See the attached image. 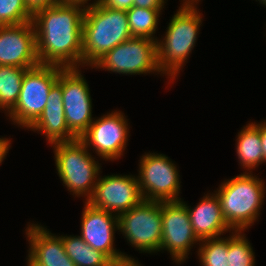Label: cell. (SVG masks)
Segmentation results:
<instances>
[{
  "instance_id": "1",
  "label": "cell",
  "mask_w": 266,
  "mask_h": 266,
  "mask_svg": "<svg viewBox=\"0 0 266 266\" xmlns=\"http://www.w3.org/2000/svg\"><path fill=\"white\" fill-rule=\"evenodd\" d=\"M85 7L80 3L61 2L33 13L40 64L82 67Z\"/></svg>"
},
{
  "instance_id": "2",
  "label": "cell",
  "mask_w": 266,
  "mask_h": 266,
  "mask_svg": "<svg viewBox=\"0 0 266 266\" xmlns=\"http://www.w3.org/2000/svg\"><path fill=\"white\" fill-rule=\"evenodd\" d=\"M132 38L127 12L101 6L85 7L83 18L82 66L90 68L107 52Z\"/></svg>"
},
{
  "instance_id": "3",
  "label": "cell",
  "mask_w": 266,
  "mask_h": 266,
  "mask_svg": "<svg viewBox=\"0 0 266 266\" xmlns=\"http://www.w3.org/2000/svg\"><path fill=\"white\" fill-rule=\"evenodd\" d=\"M197 7L180 6L172 16L165 35L157 39V63L169 83L176 79L196 45L202 13ZM163 38V39H162Z\"/></svg>"
},
{
  "instance_id": "4",
  "label": "cell",
  "mask_w": 266,
  "mask_h": 266,
  "mask_svg": "<svg viewBox=\"0 0 266 266\" xmlns=\"http://www.w3.org/2000/svg\"><path fill=\"white\" fill-rule=\"evenodd\" d=\"M215 193L228 226L246 231L259 219L266 187L263 179L244 172L222 182Z\"/></svg>"
},
{
  "instance_id": "5",
  "label": "cell",
  "mask_w": 266,
  "mask_h": 266,
  "mask_svg": "<svg viewBox=\"0 0 266 266\" xmlns=\"http://www.w3.org/2000/svg\"><path fill=\"white\" fill-rule=\"evenodd\" d=\"M54 151L57 174L70 194L85 197L93 194L101 173L100 163L79 140L51 144ZM97 160V161H95Z\"/></svg>"
},
{
  "instance_id": "6",
  "label": "cell",
  "mask_w": 266,
  "mask_h": 266,
  "mask_svg": "<svg viewBox=\"0 0 266 266\" xmlns=\"http://www.w3.org/2000/svg\"><path fill=\"white\" fill-rule=\"evenodd\" d=\"M63 68L40 64L25 72L18 101L7 114L14 122L12 124L27 129L39 118L45 108L49 91Z\"/></svg>"
},
{
  "instance_id": "7",
  "label": "cell",
  "mask_w": 266,
  "mask_h": 266,
  "mask_svg": "<svg viewBox=\"0 0 266 266\" xmlns=\"http://www.w3.org/2000/svg\"><path fill=\"white\" fill-rule=\"evenodd\" d=\"M118 226V232L139 252H159L162 241L161 202L143 200L118 216Z\"/></svg>"
},
{
  "instance_id": "8",
  "label": "cell",
  "mask_w": 266,
  "mask_h": 266,
  "mask_svg": "<svg viewBox=\"0 0 266 266\" xmlns=\"http://www.w3.org/2000/svg\"><path fill=\"white\" fill-rule=\"evenodd\" d=\"M93 68L124 75H163L157 63V41L149 38L132 37L123 41L100 58Z\"/></svg>"
},
{
  "instance_id": "9",
  "label": "cell",
  "mask_w": 266,
  "mask_h": 266,
  "mask_svg": "<svg viewBox=\"0 0 266 266\" xmlns=\"http://www.w3.org/2000/svg\"><path fill=\"white\" fill-rule=\"evenodd\" d=\"M138 183L144 200H181V181L175 163L165 154L145 153L139 160ZM179 196V197H178Z\"/></svg>"
},
{
  "instance_id": "10",
  "label": "cell",
  "mask_w": 266,
  "mask_h": 266,
  "mask_svg": "<svg viewBox=\"0 0 266 266\" xmlns=\"http://www.w3.org/2000/svg\"><path fill=\"white\" fill-rule=\"evenodd\" d=\"M121 111H112L94 118L79 140L105 161L119 160L128 144L129 123ZM91 148V149H90Z\"/></svg>"
},
{
  "instance_id": "11",
  "label": "cell",
  "mask_w": 266,
  "mask_h": 266,
  "mask_svg": "<svg viewBox=\"0 0 266 266\" xmlns=\"http://www.w3.org/2000/svg\"><path fill=\"white\" fill-rule=\"evenodd\" d=\"M162 241L160 251L170 253L175 263L181 264L189 258L193 244L200 240L194 233L185 201H162Z\"/></svg>"
},
{
  "instance_id": "12",
  "label": "cell",
  "mask_w": 266,
  "mask_h": 266,
  "mask_svg": "<svg viewBox=\"0 0 266 266\" xmlns=\"http://www.w3.org/2000/svg\"><path fill=\"white\" fill-rule=\"evenodd\" d=\"M80 69L63 68L58 77L62 85L66 124L78 139L94 120L90 88Z\"/></svg>"
},
{
  "instance_id": "13",
  "label": "cell",
  "mask_w": 266,
  "mask_h": 266,
  "mask_svg": "<svg viewBox=\"0 0 266 266\" xmlns=\"http://www.w3.org/2000/svg\"><path fill=\"white\" fill-rule=\"evenodd\" d=\"M81 218V238L95 250L105 253L117 266L138 263L114 246L115 231L119 230L118 216L84 202Z\"/></svg>"
},
{
  "instance_id": "14",
  "label": "cell",
  "mask_w": 266,
  "mask_h": 266,
  "mask_svg": "<svg viewBox=\"0 0 266 266\" xmlns=\"http://www.w3.org/2000/svg\"><path fill=\"white\" fill-rule=\"evenodd\" d=\"M143 200L137 176L112 174L103 177L99 175L94 192L87 202L119 216Z\"/></svg>"
},
{
  "instance_id": "15",
  "label": "cell",
  "mask_w": 266,
  "mask_h": 266,
  "mask_svg": "<svg viewBox=\"0 0 266 266\" xmlns=\"http://www.w3.org/2000/svg\"><path fill=\"white\" fill-rule=\"evenodd\" d=\"M0 65L31 69L40 65L33 22L0 26Z\"/></svg>"
},
{
  "instance_id": "16",
  "label": "cell",
  "mask_w": 266,
  "mask_h": 266,
  "mask_svg": "<svg viewBox=\"0 0 266 266\" xmlns=\"http://www.w3.org/2000/svg\"><path fill=\"white\" fill-rule=\"evenodd\" d=\"M42 133L49 145L56 142H70L78 138L69 130L65 115L62 85L57 80L51 87L48 99L39 118L28 130Z\"/></svg>"
},
{
  "instance_id": "17",
  "label": "cell",
  "mask_w": 266,
  "mask_h": 266,
  "mask_svg": "<svg viewBox=\"0 0 266 266\" xmlns=\"http://www.w3.org/2000/svg\"><path fill=\"white\" fill-rule=\"evenodd\" d=\"M29 242L28 255L42 266H75L67 256L61 236L40 224L30 223L25 229Z\"/></svg>"
},
{
  "instance_id": "18",
  "label": "cell",
  "mask_w": 266,
  "mask_h": 266,
  "mask_svg": "<svg viewBox=\"0 0 266 266\" xmlns=\"http://www.w3.org/2000/svg\"><path fill=\"white\" fill-rule=\"evenodd\" d=\"M187 207L190 221L197 238L201 240L221 237L224 233H232L226 223L216 193L205 194L196 207Z\"/></svg>"
},
{
  "instance_id": "19",
  "label": "cell",
  "mask_w": 266,
  "mask_h": 266,
  "mask_svg": "<svg viewBox=\"0 0 266 266\" xmlns=\"http://www.w3.org/2000/svg\"><path fill=\"white\" fill-rule=\"evenodd\" d=\"M236 144L239 165L245 173H253L252 170L264 163L260 123L251 122L244 126L238 132Z\"/></svg>"
},
{
  "instance_id": "20",
  "label": "cell",
  "mask_w": 266,
  "mask_h": 266,
  "mask_svg": "<svg viewBox=\"0 0 266 266\" xmlns=\"http://www.w3.org/2000/svg\"><path fill=\"white\" fill-rule=\"evenodd\" d=\"M65 252L75 266H117L105 253L95 250L79 235L63 236Z\"/></svg>"
},
{
  "instance_id": "21",
  "label": "cell",
  "mask_w": 266,
  "mask_h": 266,
  "mask_svg": "<svg viewBox=\"0 0 266 266\" xmlns=\"http://www.w3.org/2000/svg\"><path fill=\"white\" fill-rule=\"evenodd\" d=\"M27 68L11 65H0V110L6 115L18 101L22 81Z\"/></svg>"
},
{
  "instance_id": "22",
  "label": "cell",
  "mask_w": 266,
  "mask_h": 266,
  "mask_svg": "<svg viewBox=\"0 0 266 266\" xmlns=\"http://www.w3.org/2000/svg\"><path fill=\"white\" fill-rule=\"evenodd\" d=\"M163 9H149L133 6L127 10V18L132 37L149 38L157 41L159 15Z\"/></svg>"
},
{
  "instance_id": "23",
  "label": "cell",
  "mask_w": 266,
  "mask_h": 266,
  "mask_svg": "<svg viewBox=\"0 0 266 266\" xmlns=\"http://www.w3.org/2000/svg\"><path fill=\"white\" fill-rule=\"evenodd\" d=\"M197 255L201 266H228V237L201 240Z\"/></svg>"
},
{
  "instance_id": "24",
  "label": "cell",
  "mask_w": 266,
  "mask_h": 266,
  "mask_svg": "<svg viewBox=\"0 0 266 266\" xmlns=\"http://www.w3.org/2000/svg\"><path fill=\"white\" fill-rule=\"evenodd\" d=\"M244 232L232 231V234L228 236V266L255 265V252Z\"/></svg>"
},
{
  "instance_id": "25",
  "label": "cell",
  "mask_w": 266,
  "mask_h": 266,
  "mask_svg": "<svg viewBox=\"0 0 266 266\" xmlns=\"http://www.w3.org/2000/svg\"><path fill=\"white\" fill-rule=\"evenodd\" d=\"M32 18L24 0H0V26L24 24Z\"/></svg>"
},
{
  "instance_id": "26",
  "label": "cell",
  "mask_w": 266,
  "mask_h": 266,
  "mask_svg": "<svg viewBox=\"0 0 266 266\" xmlns=\"http://www.w3.org/2000/svg\"><path fill=\"white\" fill-rule=\"evenodd\" d=\"M133 1L134 0H99L98 3L110 9L127 11L133 7Z\"/></svg>"
},
{
  "instance_id": "27",
  "label": "cell",
  "mask_w": 266,
  "mask_h": 266,
  "mask_svg": "<svg viewBox=\"0 0 266 266\" xmlns=\"http://www.w3.org/2000/svg\"><path fill=\"white\" fill-rule=\"evenodd\" d=\"M29 10L34 13L41 8H47L50 6L61 3V0H24Z\"/></svg>"
},
{
  "instance_id": "28",
  "label": "cell",
  "mask_w": 266,
  "mask_h": 266,
  "mask_svg": "<svg viewBox=\"0 0 266 266\" xmlns=\"http://www.w3.org/2000/svg\"><path fill=\"white\" fill-rule=\"evenodd\" d=\"M166 0H134L133 6L149 9H163Z\"/></svg>"
},
{
  "instance_id": "29",
  "label": "cell",
  "mask_w": 266,
  "mask_h": 266,
  "mask_svg": "<svg viewBox=\"0 0 266 266\" xmlns=\"http://www.w3.org/2000/svg\"><path fill=\"white\" fill-rule=\"evenodd\" d=\"M11 140L3 136L0 137V164L6 159L7 153L10 150Z\"/></svg>"
},
{
  "instance_id": "30",
  "label": "cell",
  "mask_w": 266,
  "mask_h": 266,
  "mask_svg": "<svg viewBox=\"0 0 266 266\" xmlns=\"http://www.w3.org/2000/svg\"><path fill=\"white\" fill-rule=\"evenodd\" d=\"M260 135L263 149V159L264 162H266V124L263 121L260 122Z\"/></svg>"
},
{
  "instance_id": "31",
  "label": "cell",
  "mask_w": 266,
  "mask_h": 266,
  "mask_svg": "<svg viewBox=\"0 0 266 266\" xmlns=\"http://www.w3.org/2000/svg\"><path fill=\"white\" fill-rule=\"evenodd\" d=\"M88 1H89V0H61L62 3H80V4H83V5H85V6L91 4V2L88 3ZM90 1H91V0H90ZM98 1H99V0H94V1H93V4H94V3H97Z\"/></svg>"
},
{
  "instance_id": "32",
  "label": "cell",
  "mask_w": 266,
  "mask_h": 266,
  "mask_svg": "<svg viewBox=\"0 0 266 266\" xmlns=\"http://www.w3.org/2000/svg\"><path fill=\"white\" fill-rule=\"evenodd\" d=\"M200 0H183V3L180 6H189V7H198Z\"/></svg>"
},
{
  "instance_id": "33",
  "label": "cell",
  "mask_w": 266,
  "mask_h": 266,
  "mask_svg": "<svg viewBox=\"0 0 266 266\" xmlns=\"http://www.w3.org/2000/svg\"><path fill=\"white\" fill-rule=\"evenodd\" d=\"M27 266H42L37 264L29 255H27Z\"/></svg>"
},
{
  "instance_id": "34",
  "label": "cell",
  "mask_w": 266,
  "mask_h": 266,
  "mask_svg": "<svg viewBox=\"0 0 266 266\" xmlns=\"http://www.w3.org/2000/svg\"><path fill=\"white\" fill-rule=\"evenodd\" d=\"M140 262L138 263H129V264H126V265H123V266H141L142 264H139Z\"/></svg>"
},
{
  "instance_id": "35",
  "label": "cell",
  "mask_w": 266,
  "mask_h": 266,
  "mask_svg": "<svg viewBox=\"0 0 266 266\" xmlns=\"http://www.w3.org/2000/svg\"><path fill=\"white\" fill-rule=\"evenodd\" d=\"M257 1V0H256ZM260 4H263V6H266V0H258Z\"/></svg>"
}]
</instances>
